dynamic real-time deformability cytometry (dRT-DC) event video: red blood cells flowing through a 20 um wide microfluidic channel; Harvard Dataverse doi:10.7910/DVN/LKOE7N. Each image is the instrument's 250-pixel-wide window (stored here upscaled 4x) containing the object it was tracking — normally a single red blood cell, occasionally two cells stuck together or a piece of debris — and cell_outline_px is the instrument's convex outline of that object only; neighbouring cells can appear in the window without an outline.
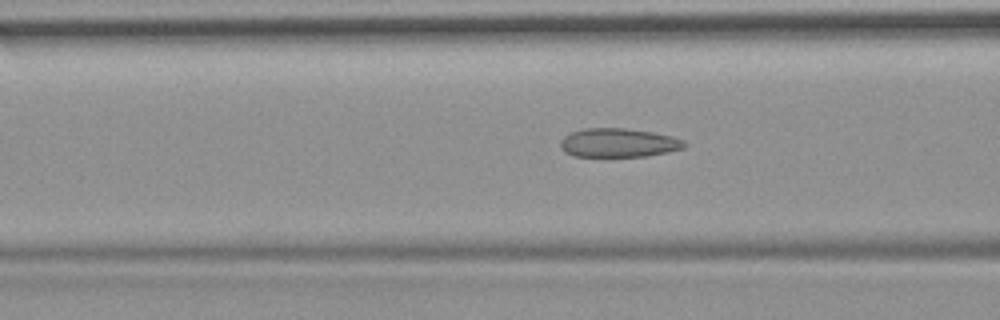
{"species": "common noctule bat (a hibernating species)", "species_latin": "Nyctalus noctula", "temperature_condition": "room temperature", "stored_images_in_passage": 46, "camera_frame_rate_fps": 3000, "um_per_image_px": 0.085, "animal": {"sex": "female", "body_mass_g": 19.9}, "frame": {"image": 1, "passage_image": 20, "time_ms": 6.333, "image_size_px": [1000, 320], "cell_outline_px": [[688, 144], [684, 148], [668, 152], [648, 156], [572, 156], [564, 152], [560, 148], [560, 140], [564, 136], [572, 132], [584, 128], [624, 128], [652, 132], [672, 136], [684, 140]], "centroid_in_image_um": [52.57, 12.14], "position_along_channel_um": 114.0, "area_um2": 20.98}, "authors_computed_cell_mechanics": {"area_um2": 21.2126, "velocity_mm_per_s": 3.7213, "shape_relaxation_time_tau1_ms": null, "shape_relaxation_time_tau2_ms": 1.4999, "deformation_change_tau1": null, "deformation_change_tau2": 0.0902}}